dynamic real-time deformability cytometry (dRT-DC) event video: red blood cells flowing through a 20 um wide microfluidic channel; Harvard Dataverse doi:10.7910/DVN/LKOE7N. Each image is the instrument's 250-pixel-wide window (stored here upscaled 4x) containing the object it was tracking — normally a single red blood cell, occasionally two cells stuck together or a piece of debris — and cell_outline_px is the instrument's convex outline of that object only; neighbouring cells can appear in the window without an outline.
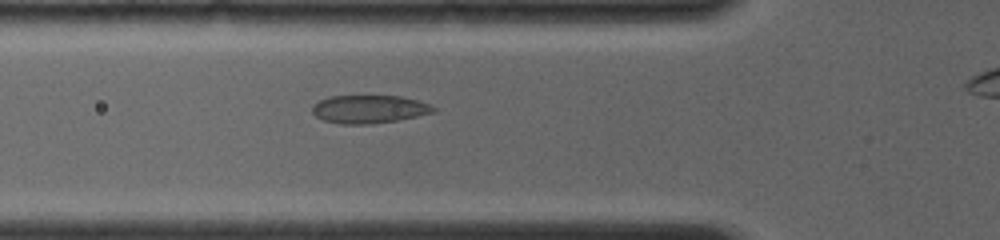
{"species": "common noctule bat (a hibernating species)", "species_latin": "Nyctalus noctula", "temperature_condition": "room temperature", "stored_images_in_passage": 7, "camera_frame_rate_fps": 4000, "um_per_image_px": 0.085, "animal": {"sex": "female", "body_mass_g": 19.0, "forearm_length_mm": 56.7}, "frame": {"image": 1, "passage_image": 6, "time_ms": 3.0, "image_size_px": [1000, 240], "cell_outline_px": [[436, 112], [396, 120], [372, 124], [340, 124], [324, 120], [316, 116], [312, 112], [312, 104], [328, 96], [400, 96], [432, 104], [436, 108]], "centroid_in_image_um": [31.37, 9.27], "position_along_channel_um": 94.4, "area_um2": 19.88}}